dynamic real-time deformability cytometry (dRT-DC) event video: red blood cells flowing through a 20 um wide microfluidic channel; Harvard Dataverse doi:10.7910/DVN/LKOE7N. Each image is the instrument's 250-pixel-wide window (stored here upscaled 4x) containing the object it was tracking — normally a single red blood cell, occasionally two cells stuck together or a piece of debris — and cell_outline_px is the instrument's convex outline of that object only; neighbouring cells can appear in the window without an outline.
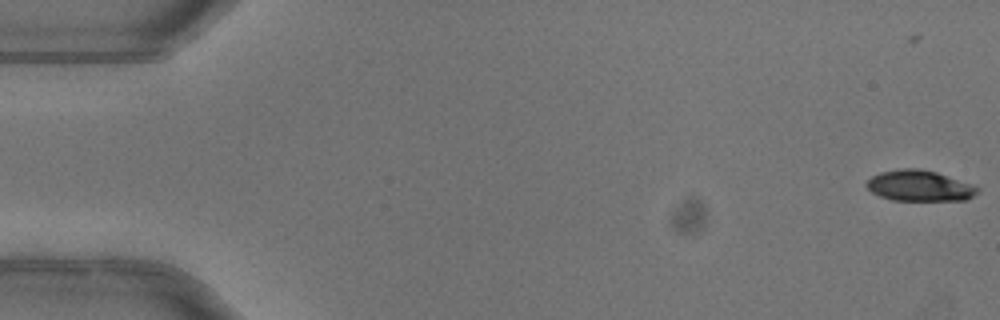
{"species": "common noctule bat (a hibernating species)", "species_latin": "Nyctalus noctula", "temperature_condition": "warm", "stored_images_in_passage": 50, "camera_frame_rate_fps": 3000, "um_per_image_px": 0.085, "animal": {"sex": "female"}, "frame": {"image": 1, "passage_image": 1, "time_ms": 0.0, "image_size_px": [1000, 320], "cell_outline_px": [[980, 188], [972, 196], [964, 200], [892, 200], [880, 196], [872, 192], [864, 184], [872, 176], [880, 172], [904, 168], [916, 168], [936, 172], [972, 184]], "centroid_in_image_um": [78.13, 15.79], "position_along_channel_um": 6.9, "area_um2": 19.71}}
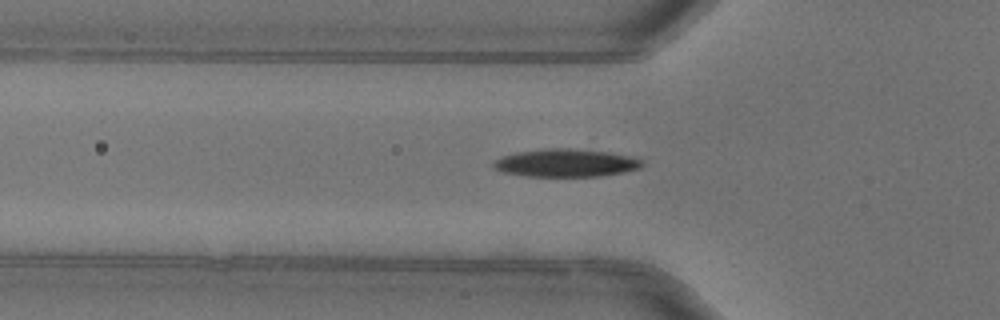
{"frame": {"image": 2, "passage_image": 18, "time_ms": 5.667, "image_size_px": [1000, 320], "cell_outline_px": [[644, 164], [640, 168], [624, 172], [600, 176], [524, 176], [504, 172], [492, 168], [492, 164], [496, 160], [504, 156], [516, 152], [548, 148], [568, 148], [608, 152], [628, 156], [644, 160]], "centroid_in_image_um": [48.1, 13.85], "position_along_channel_um": 77.7, "area_um2": 24.04}, "authors_computed_cell_mechanics": {"area_um2": 23.0911, "velocity_mm_per_s": 4.0358, "shape_relaxation_time_tau1_ms": 3.2516, "shape_relaxation_time_tau2_ms": null, "deformation_change_tau1": 0.1618, "deformation_change_tau2": null}}